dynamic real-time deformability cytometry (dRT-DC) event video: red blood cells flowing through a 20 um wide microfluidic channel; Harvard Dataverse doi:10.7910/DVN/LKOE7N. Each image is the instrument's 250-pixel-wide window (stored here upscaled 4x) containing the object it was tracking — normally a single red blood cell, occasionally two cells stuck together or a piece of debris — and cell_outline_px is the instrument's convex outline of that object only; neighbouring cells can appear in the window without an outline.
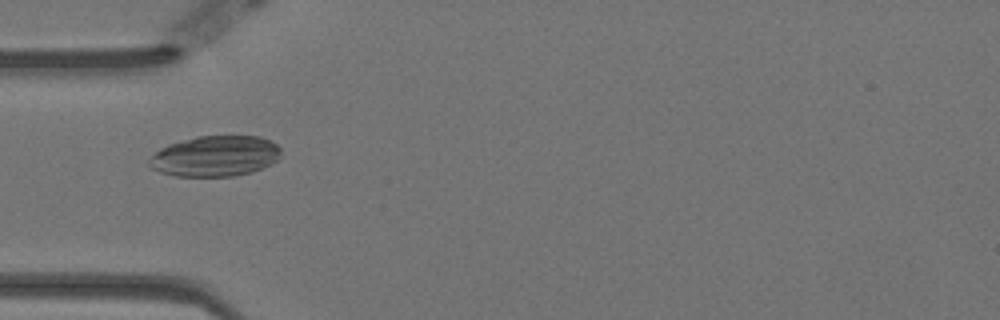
{"species": "Egyptian fruit bat (a non-hibernating species)", "species_latin": "Rousettus aegyptiacus", "temperature_condition": "warm", "stored_images_in_passage": 39, "camera_frame_rate_fps": 3000, "um_per_image_px": 0.085, "animal": {"sex": "female"}, "frame": {"image": 1, "passage_image": 5, "time_ms": 1.333, "image_size_px": [1000, 320], "cell_outline_px": [[280, 156], [272, 164], [252, 172], [232, 176], [176, 176], [160, 172], [152, 168], [148, 164], [148, 160], [160, 148], [168, 144], [196, 136], [260, 136], [272, 140], [280, 148]], "centroid_in_image_um": [18.3, 13.26], "position_along_channel_um": 66.7, "area_um2": 31.33}}
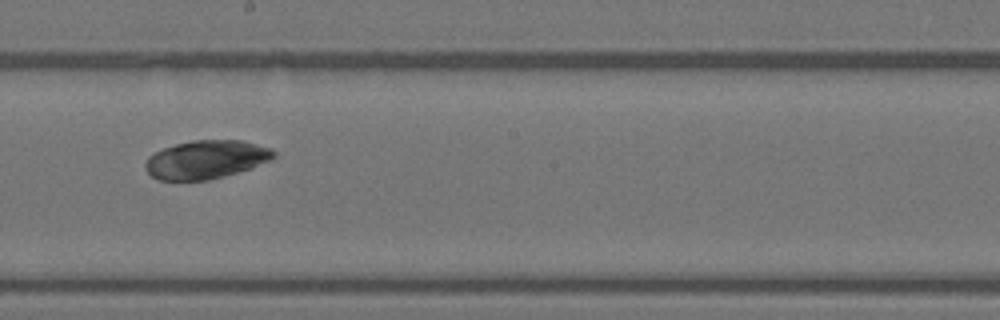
{"frame": {"image": 2, "passage_image": 19, "time_ms": 6.0, "image_size_px": [1000, 320], "cell_outline_px": [[276, 156], [272, 160], [252, 168], [208, 180], [156, 180], [144, 168], [144, 164], [148, 156], [164, 148], [176, 144], [192, 140], [240, 140], [272, 148], [276, 152]], "centroid_in_image_um": [17.53, 13.56], "position_along_channel_um": 230.7, "area_um2": 28.84}}
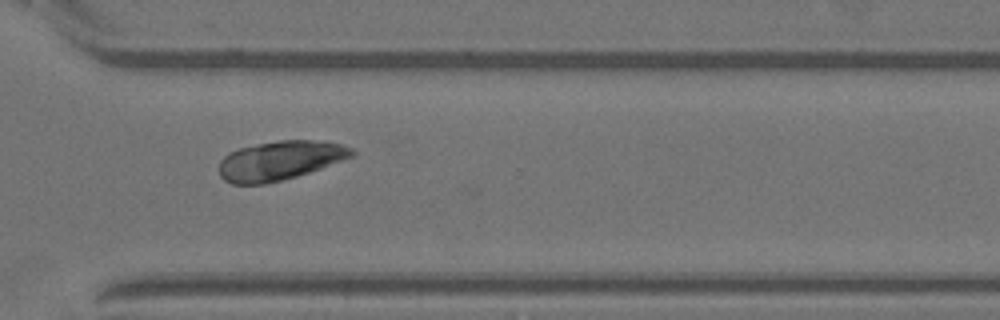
{"frame": {"image": 3, "passage_image": 29, "time_ms": 9.333, "image_size_px": [1000, 320], "cell_outline_px": [[356, 152], [352, 156], [320, 168], [296, 176], [264, 184], [232, 184], [224, 180], [220, 176], [220, 160], [228, 152], [240, 148], [280, 140], [324, 140], [340, 144], [352, 148]], "centroid_in_image_um": [23.78, 13.63], "position_along_channel_um": 346.8, "area_um2": 30.0}}